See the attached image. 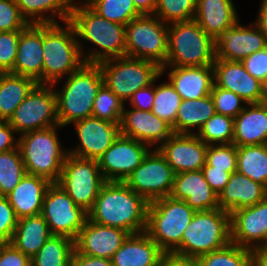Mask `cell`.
Segmentation results:
<instances>
[{
	"label": "cell",
	"mask_w": 267,
	"mask_h": 266,
	"mask_svg": "<svg viewBox=\"0 0 267 266\" xmlns=\"http://www.w3.org/2000/svg\"><path fill=\"white\" fill-rule=\"evenodd\" d=\"M150 150L143 142L119 135L97 159L104 180L124 182Z\"/></svg>",
	"instance_id": "15"
},
{
	"label": "cell",
	"mask_w": 267,
	"mask_h": 266,
	"mask_svg": "<svg viewBox=\"0 0 267 266\" xmlns=\"http://www.w3.org/2000/svg\"><path fill=\"white\" fill-rule=\"evenodd\" d=\"M41 215L46 220L52 235L76 239L88 218L81 206L57 183H52L44 196Z\"/></svg>",
	"instance_id": "14"
},
{
	"label": "cell",
	"mask_w": 267,
	"mask_h": 266,
	"mask_svg": "<svg viewBox=\"0 0 267 266\" xmlns=\"http://www.w3.org/2000/svg\"><path fill=\"white\" fill-rule=\"evenodd\" d=\"M195 212L183 200L170 196L157 199L148 204L145 232L166 254H171L181 244Z\"/></svg>",
	"instance_id": "8"
},
{
	"label": "cell",
	"mask_w": 267,
	"mask_h": 266,
	"mask_svg": "<svg viewBox=\"0 0 267 266\" xmlns=\"http://www.w3.org/2000/svg\"><path fill=\"white\" fill-rule=\"evenodd\" d=\"M232 0H197L194 20L216 42L239 17Z\"/></svg>",
	"instance_id": "27"
},
{
	"label": "cell",
	"mask_w": 267,
	"mask_h": 266,
	"mask_svg": "<svg viewBox=\"0 0 267 266\" xmlns=\"http://www.w3.org/2000/svg\"><path fill=\"white\" fill-rule=\"evenodd\" d=\"M231 242L230 213L220 208L196 211L173 255L197 259Z\"/></svg>",
	"instance_id": "6"
},
{
	"label": "cell",
	"mask_w": 267,
	"mask_h": 266,
	"mask_svg": "<svg viewBox=\"0 0 267 266\" xmlns=\"http://www.w3.org/2000/svg\"><path fill=\"white\" fill-rule=\"evenodd\" d=\"M175 174L202 170L206 164V145L196 134L173 133L157 148Z\"/></svg>",
	"instance_id": "18"
},
{
	"label": "cell",
	"mask_w": 267,
	"mask_h": 266,
	"mask_svg": "<svg viewBox=\"0 0 267 266\" xmlns=\"http://www.w3.org/2000/svg\"><path fill=\"white\" fill-rule=\"evenodd\" d=\"M74 1L76 2V0H73V2H74ZM86 1H87V0H83V1L81 0L80 2H86Z\"/></svg>",
	"instance_id": "60"
},
{
	"label": "cell",
	"mask_w": 267,
	"mask_h": 266,
	"mask_svg": "<svg viewBox=\"0 0 267 266\" xmlns=\"http://www.w3.org/2000/svg\"><path fill=\"white\" fill-rule=\"evenodd\" d=\"M155 96V82L148 87L137 90L128 100L132 108L151 111Z\"/></svg>",
	"instance_id": "52"
},
{
	"label": "cell",
	"mask_w": 267,
	"mask_h": 266,
	"mask_svg": "<svg viewBox=\"0 0 267 266\" xmlns=\"http://www.w3.org/2000/svg\"><path fill=\"white\" fill-rule=\"evenodd\" d=\"M234 118L215 113L195 134L206 145L233 143Z\"/></svg>",
	"instance_id": "40"
},
{
	"label": "cell",
	"mask_w": 267,
	"mask_h": 266,
	"mask_svg": "<svg viewBox=\"0 0 267 266\" xmlns=\"http://www.w3.org/2000/svg\"><path fill=\"white\" fill-rule=\"evenodd\" d=\"M59 24H43L42 84L53 87L85 63L73 25L69 21Z\"/></svg>",
	"instance_id": "4"
},
{
	"label": "cell",
	"mask_w": 267,
	"mask_h": 266,
	"mask_svg": "<svg viewBox=\"0 0 267 266\" xmlns=\"http://www.w3.org/2000/svg\"><path fill=\"white\" fill-rule=\"evenodd\" d=\"M52 236L41 214L18 219L11 243L30 259Z\"/></svg>",
	"instance_id": "32"
},
{
	"label": "cell",
	"mask_w": 267,
	"mask_h": 266,
	"mask_svg": "<svg viewBox=\"0 0 267 266\" xmlns=\"http://www.w3.org/2000/svg\"><path fill=\"white\" fill-rule=\"evenodd\" d=\"M197 0H156L154 15L163 23L193 20Z\"/></svg>",
	"instance_id": "42"
},
{
	"label": "cell",
	"mask_w": 267,
	"mask_h": 266,
	"mask_svg": "<svg viewBox=\"0 0 267 266\" xmlns=\"http://www.w3.org/2000/svg\"><path fill=\"white\" fill-rule=\"evenodd\" d=\"M202 171L206 181L217 195L221 193L232 175L225 169H213V166H209L207 163L202 167Z\"/></svg>",
	"instance_id": "51"
},
{
	"label": "cell",
	"mask_w": 267,
	"mask_h": 266,
	"mask_svg": "<svg viewBox=\"0 0 267 266\" xmlns=\"http://www.w3.org/2000/svg\"><path fill=\"white\" fill-rule=\"evenodd\" d=\"M170 67V68H169ZM169 69L168 81L182 100L199 99L210 95L214 84L213 65L200 67L163 66V75Z\"/></svg>",
	"instance_id": "25"
},
{
	"label": "cell",
	"mask_w": 267,
	"mask_h": 266,
	"mask_svg": "<svg viewBox=\"0 0 267 266\" xmlns=\"http://www.w3.org/2000/svg\"><path fill=\"white\" fill-rule=\"evenodd\" d=\"M99 66L104 84L124 103L162 76L158 64L128 56L103 61Z\"/></svg>",
	"instance_id": "9"
},
{
	"label": "cell",
	"mask_w": 267,
	"mask_h": 266,
	"mask_svg": "<svg viewBox=\"0 0 267 266\" xmlns=\"http://www.w3.org/2000/svg\"><path fill=\"white\" fill-rule=\"evenodd\" d=\"M43 24H29L20 32L17 55L10 73L26 76L42 84Z\"/></svg>",
	"instance_id": "23"
},
{
	"label": "cell",
	"mask_w": 267,
	"mask_h": 266,
	"mask_svg": "<svg viewBox=\"0 0 267 266\" xmlns=\"http://www.w3.org/2000/svg\"><path fill=\"white\" fill-rule=\"evenodd\" d=\"M8 122L17 135L59 125L53 85L37 84L15 109Z\"/></svg>",
	"instance_id": "12"
},
{
	"label": "cell",
	"mask_w": 267,
	"mask_h": 266,
	"mask_svg": "<svg viewBox=\"0 0 267 266\" xmlns=\"http://www.w3.org/2000/svg\"><path fill=\"white\" fill-rule=\"evenodd\" d=\"M18 217L6 196L0 195V243L11 242Z\"/></svg>",
	"instance_id": "48"
},
{
	"label": "cell",
	"mask_w": 267,
	"mask_h": 266,
	"mask_svg": "<svg viewBox=\"0 0 267 266\" xmlns=\"http://www.w3.org/2000/svg\"><path fill=\"white\" fill-rule=\"evenodd\" d=\"M206 163L213 169H225L229 173L237 171V146L233 143L208 145Z\"/></svg>",
	"instance_id": "44"
},
{
	"label": "cell",
	"mask_w": 267,
	"mask_h": 266,
	"mask_svg": "<svg viewBox=\"0 0 267 266\" xmlns=\"http://www.w3.org/2000/svg\"><path fill=\"white\" fill-rule=\"evenodd\" d=\"M105 182L96 159H83L68 154L57 184L76 205L88 212Z\"/></svg>",
	"instance_id": "11"
},
{
	"label": "cell",
	"mask_w": 267,
	"mask_h": 266,
	"mask_svg": "<svg viewBox=\"0 0 267 266\" xmlns=\"http://www.w3.org/2000/svg\"><path fill=\"white\" fill-rule=\"evenodd\" d=\"M80 144L68 153L83 159H98L120 135V125L88 117L73 123Z\"/></svg>",
	"instance_id": "17"
},
{
	"label": "cell",
	"mask_w": 267,
	"mask_h": 266,
	"mask_svg": "<svg viewBox=\"0 0 267 266\" xmlns=\"http://www.w3.org/2000/svg\"><path fill=\"white\" fill-rule=\"evenodd\" d=\"M172 127L151 111L123 109L120 135L143 142L150 147L164 143L172 134ZM160 143V144H158Z\"/></svg>",
	"instance_id": "20"
},
{
	"label": "cell",
	"mask_w": 267,
	"mask_h": 266,
	"mask_svg": "<svg viewBox=\"0 0 267 266\" xmlns=\"http://www.w3.org/2000/svg\"><path fill=\"white\" fill-rule=\"evenodd\" d=\"M86 3L105 19L123 25L142 15L133 0H87Z\"/></svg>",
	"instance_id": "39"
},
{
	"label": "cell",
	"mask_w": 267,
	"mask_h": 266,
	"mask_svg": "<svg viewBox=\"0 0 267 266\" xmlns=\"http://www.w3.org/2000/svg\"><path fill=\"white\" fill-rule=\"evenodd\" d=\"M124 183L148 203L170 195L175 173L157 148H152Z\"/></svg>",
	"instance_id": "13"
},
{
	"label": "cell",
	"mask_w": 267,
	"mask_h": 266,
	"mask_svg": "<svg viewBox=\"0 0 267 266\" xmlns=\"http://www.w3.org/2000/svg\"><path fill=\"white\" fill-rule=\"evenodd\" d=\"M21 31L0 32V73L12 71Z\"/></svg>",
	"instance_id": "47"
},
{
	"label": "cell",
	"mask_w": 267,
	"mask_h": 266,
	"mask_svg": "<svg viewBox=\"0 0 267 266\" xmlns=\"http://www.w3.org/2000/svg\"><path fill=\"white\" fill-rule=\"evenodd\" d=\"M259 13L254 23L267 39V0H262Z\"/></svg>",
	"instance_id": "56"
},
{
	"label": "cell",
	"mask_w": 267,
	"mask_h": 266,
	"mask_svg": "<svg viewBox=\"0 0 267 266\" xmlns=\"http://www.w3.org/2000/svg\"><path fill=\"white\" fill-rule=\"evenodd\" d=\"M19 148L0 153V195L10 193L26 175Z\"/></svg>",
	"instance_id": "38"
},
{
	"label": "cell",
	"mask_w": 267,
	"mask_h": 266,
	"mask_svg": "<svg viewBox=\"0 0 267 266\" xmlns=\"http://www.w3.org/2000/svg\"><path fill=\"white\" fill-rule=\"evenodd\" d=\"M181 101V96L171 83L163 81L159 85H155V96L151 112L173 127Z\"/></svg>",
	"instance_id": "41"
},
{
	"label": "cell",
	"mask_w": 267,
	"mask_h": 266,
	"mask_svg": "<svg viewBox=\"0 0 267 266\" xmlns=\"http://www.w3.org/2000/svg\"><path fill=\"white\" fill-rule=\"evenodd\" d=\"M210 96L215 112L231 118H235L247 106V103L236 93L217 87L215 84L212 86Z\"/></svg>",
	"instance_id": "45"
},
{
	"label": "cell",
	"mask_w": 267,
	"mask_h": 266,
	"mask_svg": "<svg viewBox=\"0 0 267 266\" xmlns=\"http://www.w3.org/2000/svg\"><path fill=\"white\" fill-rule=\"evenodd\" d=\"M169 196L185 201L195 211L219 208L218 195L206 181L202 170L175 174Z\"/></svg>",
	"instance_id": "24"
},
{
	"label": "cell",
	"mask_w": 267,
	"mask_h": 266,
	"mask_svg": "<svg viewBox=\"0 0 267 266\" xmlns=\"http://www.w3.org/2000/svg\"><path fill=\"white\" fill-rule=\"evenodd\" d=\"M37 84L30 77L0 73V121H9L15 109Z\"/></svg>",
	"instance_id": "33"
},
{
	"label": "cell",
	"mask_w": 267,
	"mask_h": 266,
	"mask_svg": "<svg viewBox=\"0 0 267 266\" xmlns=\"http://www.w3.org/2000/svg\"><path fill=\"white\" fill-rule=\"evenodd\" d=\"M161 266H200L197 259L183 258L173 254H165Z\"/></svg>",
	"instance_id": "55"
},
{
	"label": "cell",
	"mask_w": 267,
	"mask_h": 266,
	"mask_svg": "<svg viewBox=\"0 0 267 266\" xmlns=\"http://www.w3.org/2000/svg\"><path fill=\"white\" fill-rule=\"evenodd\" d=\"M231 242L250 250L267 246V196L230 214Z\"/></svg>",
	"instance_id": "16"
},
{
	"label": "cell",
	"mask_w": 267,
	"mask_h": 266,
	"mask_svg": "<svg viewBox=\"0 0 267 266\" xmlns=\"http://www.w3.org/2000/svg\"><path fill=\"white\" fill-rule=\"evenodd\" d=\"M233 144L237 147L267 144V106L247 104L234 118Z\"/></svg>",
	"instance_id": "30"
},
{
	"label": "cell",
	"mask_w": 267,
	"mask_h": 266,
	"mask_svg": "<svg viewBox=\"0 0 267 266\" xmlns=\"http://www.w3.org/2000/svg\"><path fill=\"white\" fill-rule=\"evenodd\" d=\"M244 68L261 82L267 78V46L241 61Z\"/></svg>",
	"instance_id": "49"
},
{
	"label": "cell",
	"mask_w": 267,
	"mask_h": 266,
	"mask_svg": "<svg viewBox=\"0 0 267 266\" xmlns=\"http://www.w3.org/2000/svg\"><path fill=\"white\" fill-rule=\"evenodd\" d=\"M51 184L44 177L26 173L19 184L6 195L18 219L41 214L44 196Z\"/></svg>",
	"instance_id": "29"
},
{
	"label": "cell",
	"mask_w": 267,
	"mask_h": 266,
	"mask_svg": "<svg viewBox=\"0 0 267 266\" xmlns=\"http://www.w3.org/2000/svg\"><path fill=\"white\" fill-rule=\"evenodd\" d=\"M22 16L29 24H55L70 19L73 0H16ZM49 13V14H48Z\"/></svg>",
	"instance_id": "31"
},
{
	"label": "cell",
	"mask_w": 267,
	"mask_h": 266,
	"mask_svg": "<svg viewBox=\"0 0 267 266\" xmlns=\"http://www.w3.org/2000/svg\"><path fill=\"white\" fill-rule=\"evenodd\" d=\"M215 113L210 95L199 99L182 100L172 130L176 134H195L194 128L199 131Z\"/></svg>",
	"instance_id": "34"
},
{
	"label": "cell",
	"mask_w": 267,
	"mask_h": 266,
	"mask_svg": "<svg viewBox=\"0 0 267 266\" xmlns=\"http://www.w3.org/2000/svg\"><path fill=\"white\" fill-rule=\"evenodd\" d=\"M237 171L267 189V144L237 147Z\"/></svg>",
	"instance_id": "35"
},
{
	"label": "cell",
	"mask_w": 267,
	"mask_h": 266,
	"mask_svg": "<svg viewBox=\"0 0 267 266\" xmlns=\"http://www.w3.org/2000/svg\"><path fill=\"white\" fill-rule=\"evenodd\" d=\"M133 3L141 14H154L156 0H133Z\"/></svg>",
	"instance_id": "58"
},
{
	"label": "cell",
	"mask_w": 267,
	"mask_h": 266,
	"mask_svg": "<svg viewBox=\"0 0 267 266\" xmlns=\"http://www.w3.org/2000/svg\"><path fill=\"white\" fill-rule=\"evenodd\" d=\"M125 56L149 60L161 68L168 52V24L154 14H142L125 25Z\"/></svg>",
	"instance_id": "10"
},
{
	"label": "cell",
	"mask_w": 267,
	"mask_h": 266,
	"mask_svg": "<svg viewBox=\"0 0 267 266\" xmlns=\"http://www.w3.org/2000/svg\"><path fill=\"white\" fill-rule=\"evenodd\" d=\"M241 25L238 21L229 28L216 42V58L227 61H239L249 55L264 49L267 39L259 28L253 23Z\"/></svg>",
	"instance_id": "19"
},
{
	"label": "cell",
	"mask_w": 267,
	"mask_h": 266,
	"mask_svg": "<svg viewBox=\"0 0 267 266\" xmlns=\"http://www.w3.org/2000/svg\"><path fill=\"white\" fill-rule=\"evenodd\" d=\"M252 266H267V246L252 250Z\"/></svg>",
	"instance_id": "57"
},
{
	"label": "cell",
	"mask_w": 267,
	"mask_h": 266,
	"mask_svg": "<svg viewBox=\"0 0 267 266\" xmlns=\"http://www.w3.org/2000/svg\"><path fill=\"white\" fill-rule=\"evenodd\" d=\"M56 125L47 129L25 132L18 137V148L28 174L57 183L68 149L61 147Z\"/></svg>",
	"instance_id": "5"
},
{
	"label": "cell",
	"mask_w": 267,
	"mask_h": 266,
	"mask_svg": "<svg viewBox=\"0 0 267 266\" xmlns=\"http://www.w3.org/2000/svg\"><path fill=\"white\" fill-rule=\"evenodd\" d=\"M148 202L124 182L106 181L88 211L94 223L117 227L129 234L145 232Z\"/></svg>",
	"instance_id": "1"
},
{
	"label": "cell",
	"mask_w": 267,
	"mask_h": 266,
	"mask_svg": "<svg viewBox=\"0 0 267 266\" xmlns=\"http://www.w3.org/2000/svg\"><path fill=\"white\" fill-rule=\"evenodd\" d=\"M128 235L121 228L103 226L87 218L74 240V247L78 253L111 260Z\"/></svg>",
	"instance_id": "21"
},
{
	"label": "cell",
	"mask_w": 267,
	"mask_h": 266,
	"mask_svg": "<svg viewBox=\"0 0 267 266\" xmlns=\"http://www.w3.org/2000/svg\"><path fill=\"white\" fill-rule=\"evenodd\" d=\"M15 129L8 121H0V153L7 152L18 147Z\"/></svg>",
	"instance_id": "53"
},
{
	"label": "cell",
	"mask_w": 267,
	"mask_h": 266,
	"mask_svg": "<svg viewBox=\"0 0 267 266\" xmlns=\"http://www.w3.org/2000/svg\"><path fill=\"white\" fill-rule=\"evenodd\" d=\"M215 41L193 19L168 24V52L164 66L213 65Z\"/></svg>",
	"instance_id": "7"
},
{
	"label": "cell",
	"mask_w": 267,
	"mask_h": 266,
	"mask_svg": "<svg viewBox=\"0 0 267 266\" xmlns=\"http://www.w3.org/2000/svg\"><path fill=\"white\" fill-rule=\"evenodd\" d=\"M69 22L75 29L85 63L99 64L109 59L125 56V25L105 19L86 2L78 1L73 4ZM81 39L97 47L84 52Z\"/></svg>",
	"instance_id": "2"
},
{
	"label": "cell",
	"mask_w": 267,
	"mask_h": 266,
	"mask_svg": "<svg viewBox=\"0 0 267 266\" xmlns=\"http://www.w3.org/2000/svg\"><path fill=\"white\" fill-rule=\"evenodd\" d=\"M125 103L103 84L94 101L92 116L120 125Z\"/></svg>",
	"instance_id": "43"
},
{
	"label": "cell",
	"mask_w": 267,
	"mask_h": 266,
	"mask_svg": "<svg viewBox=\"0 0 267 266\" xmlns=\"http://www.w3.org/2000/svg\"><path fill=\"white\" fill-rule=\"evenodd\" d=\"M31 259L11 242L0 243V266H30Z\"/></svg>",
	"instance_id": "50"
},
{
	"label": "cell",
	"mask_w": 267,
	"mask_h": 266,
	"mask_svg": "<svg viewBox=\"0 0 267 266\" xmlns=\"http://www.w3.org/2000/svg\"><path fill=\"white\" fill-rule=\"evenodd\" d=\"M200 266H252V250L230 242L197 258Z\"/></svg>",
	"instance_id": "37"
},
{
	"label": "cell",
	"mask_w": 267,
	"mask_h": 266,
	"mask_svg": "<svg viewBox=\"0 0 267 266\" xmlns=\"http://www.w3.org/2000/svg\"><path fill=\"white\" fill-rule=\"evenodd\" d=\"M74 240L66 236L52 235L31 258L32 266H70Z\"/></svg>",
	"instance_id": "36"
},
{
	"label": "cell",
	"mask_w": 267,
	"mask_h": 266,
	"mask_svg": "<svg viewBox=\"0 0 267 266\" xmlns=\"http://www.w3.org/2000/svg\"><path fill=\"white\" fill-rule=\"evenodd\" d=\"M70 266H113L110 259L87 256L78 253L75 249L73 251Z\"/></svg>",
	"instance_id": "54"
},
{
	"label": "cell",
	"mask_w": 267,
	"mask_h": 266,
	"mask_svg": "<svg viewBox=\"0 0 267 266\" xmlns=\"http://www.w3.org/2000/svg\"><path fill=\"white\" fill-rule=\"evenodd\" d=\"M260 103L267 106V78L262 81Z\"/></svg>",
	"instance_id": "59"
},
{
	"label": "cell",
	"mask_w": 267,
	"mask_h": 266,
	"mask_svg": "<svg viewBox=\"0 0 267 266\" xmlns=\"http://www.w3.org/2000/svg\"><path fill=\"white\" fill-rule=\"evenodd\" d=\"M104 84L99 64L84 63L67 76L61 90L55 89L57 117L63 128L92 116L94 101Z\"/></svg>",
	"instance_id": "3"
},
{
	"label": "cell",
	"mask_w": 267,
	"mask_h": 266,
	"mask_svg": "<svg viewBox=\"0 0 267 266\" xmlns=\"http://www.w3.org/2000/svg\"><path fill=\"white\" fill-rule=\"evenodd\" d=\"M267 196V189L244 174L235 171L218 195L219 208L227 213L253 206Z\"/></svg>",
	"instance_id": "28"
},
{
	"label": "cell",
	"mask_w": 267,
	"mask_h": 266,
	"mask_svg": "<svg viewBox=\"0 0 267 266\" xmlns=\"http://www.w3.org/2000/svg\"><path fill=\"white\" fill-rule=\"evenodd\" d=\"M28 25L16 0H0V32L24 30Z\"/></svg>",
	"instance_id": "46"
},
{
	"label": "cell",
	"mask_w": 267,
	"mask_h": 266,
	"mask_svg": "<svg viewBox=\"0 0 267 266\" xmlns=\"http://www.w3.org/2000/svg\"><path fill=\"white\" fill-rule=\"evenodd\" d=\"M165 252L146 232L129 234L111 258L113 266H161Z\"/></svg>",
	"instance_id": "26"
},
{
	"label": "cell",
	"mask_w": 267,
	"mask_h": 266,
	"mask_svg": "<svg viewBox=\"0 0 267 266\" xmlns=\"http://www.w3.org/2000/svg\"><path fill=\"white\" fill-rule=\"evenodd\" d=\"M214 84L232 91L247 104H258L261 99L262 82L254 78L239 61L215 59Z\"/></svg>",
	"instance_id": "22"
}]
</instances>
